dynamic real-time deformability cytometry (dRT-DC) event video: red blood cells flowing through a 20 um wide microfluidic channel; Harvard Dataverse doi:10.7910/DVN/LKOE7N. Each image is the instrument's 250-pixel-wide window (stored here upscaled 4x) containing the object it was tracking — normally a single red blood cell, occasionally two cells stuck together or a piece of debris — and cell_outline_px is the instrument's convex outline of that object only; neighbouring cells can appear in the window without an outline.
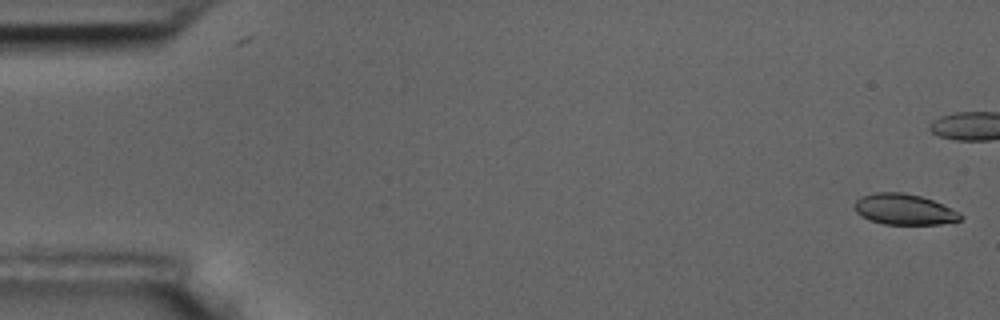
{"species": "common noctule bat (a hibernating species)", "species_latin": "Nyctalus noctula", "temperature_condition": "room temperature", "stored_images_in_passage": 8, "camera_frame_rate_fps": 3000, "um_per_image_px": 0.085, "animal": {"sex": "male", "body_mass_g": 17.5, "forearm_length_mm": 52.3}, "frame": {"image": 1, "passage_image": 1, "time_ms": 0.0, "image_size_px": [1000, 320], "cell_outline_px": [[964, 216], [960, 220], [940, 224], [884, 224], [868, 220], [860, 216], [856, 212], [852, 204], [860, 196], [876, 192], [904, 192], [920, 196], [932, 200], [960, 212]], "centroid_in_image_um": [76.81, 17.79], "position_along_channel_um": 8.2, "area_um2": 19.19}}